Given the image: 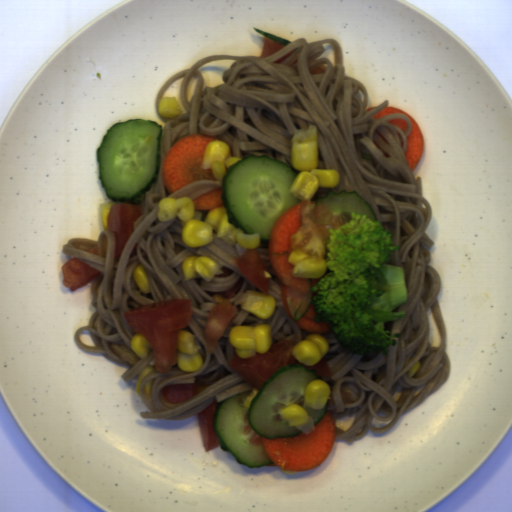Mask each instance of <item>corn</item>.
Instances as JSON below:
<instances>
[{
    "mask_svg": "<svg viewBox=\"0 0 512 512\" xmlns=\"http://www.w3.org/2000/svg\"><path fill=\"white\" fill-rule=\"evenodd\" d=\"M196 207L193 199L184 197H163L158 202L157 218L159 221H170L175 216L180 219L181 239L189 248H201L220 238L228 244L236 242L244 250L257 249L262 244V236L259 232L244 233L242 228H236L230 223L228 211L225 205L211 209L207 212L203 221L194 219Z\"/></svg>",
    "mask_w": 512,
    "mask_h": 512,
    "instance_id": "corn-1",
    "label": "corn"
},
{
    "mask_svg": "<svg viewBox=\"0 0 512 512\" xmlns=\"http://www.w3.org/2000/svg\"><path fill=\"white\" fill-rule=\"evenodd\" d=\"M291 165L300 171L289 190L300 202H310L319 188L336 189L340 173L335 168L319 167L318 127L311 124L306 130H295L290 139Z\"/></svg>",
    "mask_w": 512,
    "mask_h": 512,
    "instance_id": "corn-2",
    "label": "corn"
},
{
    "mask_svg": "<svg viewBox=\"0 0 512 512\" xmlns=\"http://www.w3.org/2000/svg\"><path fill=\"white\" fill-rule=\"evenodd\" d=\"M228 342L235 347V355L241 360L252 359L256 353H267L274 344L271 324L233 326Z\"/></svg>",
    "mask_w": 512,
    "mask_h": 512,
    "instance_id": "corn-3",
    "label": "corn"
},
{
    "mask_svg": "<svg viewBox=\"0 0 512 512\" xmlns=\"http://www.w3.org/2000/svg\"><path fill=\"white\" fill-rule=\"evenodd\" d=\"M230 155L231 149L227 142L219 139L212 140L206 145L200 167L202 170L211 169L213 177L216 180H222L231 165L243 160Z\"/></svg>",
    "mask_w": 512,
    "mask_h": 512,
    "instance_id": "corn-4",
    "label": "corn"
},
{
    "mask_svg": "<svg viewBox=\"0 0 512 512\" xmlns=\"http://www.w3.org/2000/svg\"><path fill=\"white\" fill-rule=\"evenodd\" d=\"M177 367L185 372H196L204 362L195 335L179 329L176 344Z\"/></svg>",
    "mask_w": 512,
    "mask_h": 512,
    "instance_id": "corn-5",
    "label": "corn"
},
{
    "mask_svg": "<svg viewBox=\"0 0 512 512\" xmlns=\"http://www.w3.org/2000/svg\"><path fill=\"white\" fill-rule=\"evenodd\" d=\"M287 262L293 266L290 271L294 278L322 279L329 272L326 258L309 256L303 251L291 250Z\"/></svg>",
    "mask_w": 512,
    "mask_h": 512,
    "instance_id": "corn-6",
    "label": "corn"
},
{
    "mask_svg": "<svg viewBox=\"0 0 512 512\" xmlns=\"http://www.w3.org/2000/svg\"><path fill=\"white\" fill-rule=\"evenodd\" d=\"M293 345L291 350L293 358L306 367L318 364L330 350L329 342L322 334H308L303 340Z\"/></svg>",
    "mask_w": 512,
    "mask_h": 512,
    "instance_id": "corn-7",
    "label": "corn"
},
{
    "mask_svg": "<svg viewBox=\"0 0 512 512\" xmlns=\"http://www.w3.org/2000/svg\"><path fill=\"white\" fill-rule=\"evenodd\" d=\"M181 268L185 281L198 274L209 283L221 266L207 255H192L183 260Z\"/></svg>",
    "mask_w": 512,
    "mask_h": 512,
    "instance_id": "corn-8",
    "label": "corn"
},
{
    "mask_svg": "<svg viewBox=\"0 0 512 512\" xmlns=\"http://www.w3.org/2000/svg\"><path fill=\"white\" fill-rule=\"evenodd\" d=\"M246 300L239 304L240 308L250 312L260 319H267L274 314L277 301L274 296L268 293V297L263 291L245 290Z\"/></svg>",
    "mask_w": 512,
    "mask_h": 512,
    "instance_id": "corn-9",
    "label": "corn"
},
{
    "mask_svg": "<svg viewBox=\"0 0 512 512\" xmlns=\"http://www.w3.org/2000/svg\"><path fill=\"white\" fill-rule=\"evenodd\" d=\"M330 391V385L323 379L310 381L304 391L305 408L321 411L330 399Z\"/></svg>",
    "mask_w": 512,
    "mask_h": 512,
    "instance_id": "corn-10",
    "label": "corn"
},
{
    "mask_svg": "<svg viewBox=\"0 0 512 512\" xmlns=\"http://www.w3.org/2000/svg\"><path fill=\"white\" fill-rule=\"evenodd\" d=\"M278 412L282 418L287 420L290 428L296 427L299 430L309 421V413L307 409L298 404L286 406L278 410Z\"/></svg>",
    "mask_w": 512,
    "mask_h": 512,
    "instance_id": "corn-11",
    "label": "corn"
},
{
    "mask_svg": "<svg viewBox=\"0 0 512 512\" xmlns=\"http://www.w3.org/2000/svg\"><path fill=\"white\" fill-rule=\"evenodd\" d=\"M158 112L162 117L172 119L181 115L182 109L175 96H166L159 100Z\"/></svg>",
    "mask_w": 512,
    "mask_h": 512,
    "instance_id": "corn-12",
    "label": "corn"
},
{
    "mask_svg": "<svg viewBox=\"0 0 512 512\" xmlns=\"http://www.w3.org/2000/svg\"><path fill=\"white\" fill-rule=\"evenodd\" d=\"M131 275L133 282L144 294L148 295L152 293L147 272L143 268L142 264L138 263L133 272L131 273Z\"/></svg>",
    "mask_w": 512,
    "mask_h": 512,
    "instance_id": "corn-13",
    "label": "corn"
},
{
    "mask_svg": "<svg viewBox=\"0 0 512 512\" xmlns=\"http://www.w3.org/2000/svg\"><path fill=\"white\" fill-rule=\"evenodd\" d=\"M130 347L141 360L148 356L152 350L148 341L138 332L132 335Z\"/></svg>",
    "mask_w": 512,
    "mask_h": 512,
    "instance_id": "corn-14",
    "label": "corn"
},
{
    "mask_svg": "<svg viewBox=\"0 0 512 512\" xmlns=\"http://www.w3.org/2000/svg\"><path fill=\"white\" fill-rule=\"evenodd\" d=\"M116 201L100 204L101 208V216H102V224L103 229L108 230V218H109V211L112 205L115 204Z\"/></svg>",
    "mask_w": 512,
    "mask_h": 512,
    "instance_id": "corn-15",
    "label": "corn"
},
{
    "mask_svg": "<svg viewBox=\"0 0 512 512\" xmlns=\"http://www.w3.org/2000/svg\"><path fill=\"white\" fill-rule=\"evenodd\" d=\"M156 369V366H150V365H147L141 372L140 374L138 375V378H137V382H136V387H135V392L136 394H139L140 395V387H141V383H142V379L144 376H146L147 374H149L150 372H152L153 370Z\"/></svg>",
    "mask_w": 512,
    "mask_h": 512,
    "instance_id": "corn-16",
    "label": "corn"
},
{
    "mask_svg": "<svg viewBox=\"0 0 512 512\" xmlns=\"http://www.w3.org/2000/svg\"><path fill=\"white\" fill-rule=\"evenodd\" d=\"M421 368V362L418 360L405 374L407 377H413L414 374Z\"/></svg>",
    "mask_w": 512,
    "mask_h": 512,
    "instance_id": "corn-17",
    "label": "corn"
},
{
    "mask_svg": "<svg viewBox=\"0 0 512 512\" xmlns=\"http://www.w3.org/2000/svg\"><path fill=\"white\" fill-rule=\"evenodd\" d=\"M152 383H153V379H152V380H149V381H146V382L143 384L144 391H145V393H146V395H147V396H150Z\"/></svg>",
    "mask_w": 512,
    "mask_h": 512,
    "instance_id": "corn-18",
    "label": "corn"
}]
</instances>
